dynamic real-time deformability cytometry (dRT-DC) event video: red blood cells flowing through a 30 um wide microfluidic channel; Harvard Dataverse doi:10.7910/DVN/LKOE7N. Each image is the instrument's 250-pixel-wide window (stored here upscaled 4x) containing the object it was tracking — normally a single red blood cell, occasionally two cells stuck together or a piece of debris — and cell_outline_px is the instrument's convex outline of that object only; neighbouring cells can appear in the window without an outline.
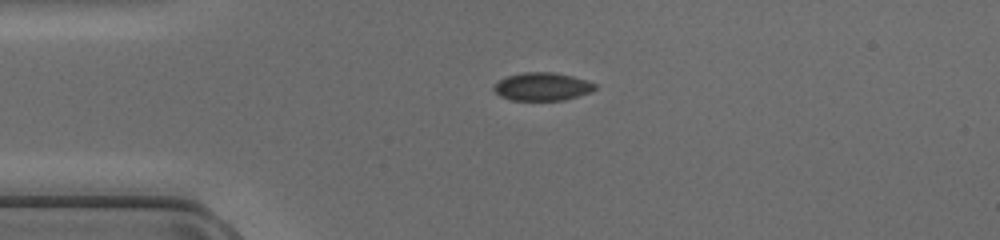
{"species": "common noctule bat (a hibernating species)", "species_latin": "Nyctalus noctula", "temperature_condition": "cold", "stored_images_in_passage": 37, "camera_frame_rate_fps": 3000, "um_per_image_px": 0.085, "animal": {"sex": "female", "body_mass_g": 17.0, "forearm_length_mm": 48.0}, "frame": {"image": 1, "passage_image": 1, "time_ms": 0.0, "image_size_px": [1000, 240], "cell_outline_px": [[596, 88], [588, 92], [564, 100], [512, 100], [500, 96], [492, 88], [500, 80], [508, 76], [524, 72], [552, 72], [572, 76], [596, 84]], "centroid_in_image_um": [46.07, 7.36], "position_along_channel_um": 38.9, "area_um2": 16.18}}
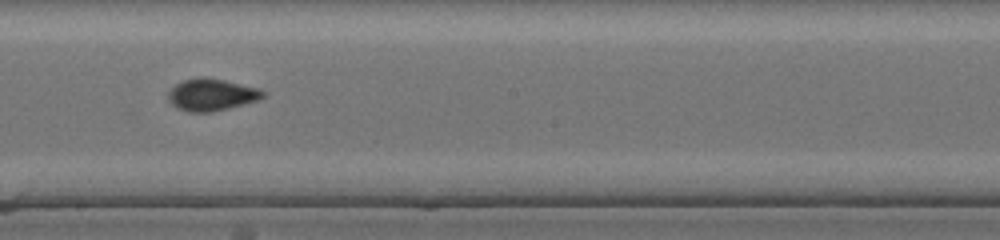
{"frame": {"image": 2, "passage_image": 16, "time_ms": 5.0, "image_size_px": [1000, 240], "cell_outline_px": [[264, 96], [256, 100], [228, 108], [212, 112], [188, 112], [176, 108], [168, 100], [168, 92], [176, 84], [184, 80], [200, 76], [224, 80], [260, 88], [264, 92]], "centroid_in_image_um": [17.95, 8.05], "position_along_channel_um": 230.3, "area_um2": 17.57}}
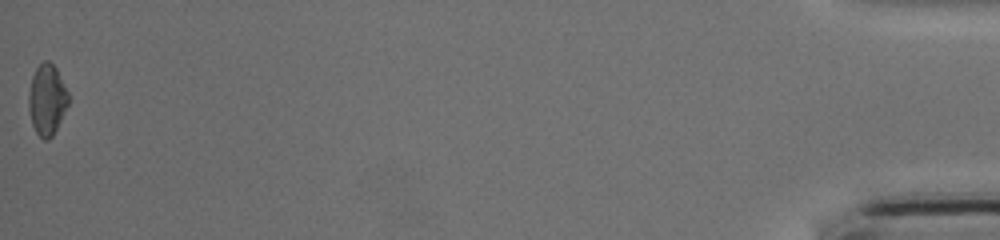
{"frame": {"image": 3, "passage_image": 37, "time_ms": 12.0, "image_size_px": [1000, 240], "cell_outline_px": [[68, 104], [52, 136], [48, 140], [44, 140], [36, 132], [32, 124], [28, 108], [28, 96], [32, 76], [36, 68], [44, 60], [48, 60], [56, 68], [68, 92]], "centroid_in_image_um": [3.98, 8.46], "position_along_channel_um": 431.2, "area_um2": 16.18}}